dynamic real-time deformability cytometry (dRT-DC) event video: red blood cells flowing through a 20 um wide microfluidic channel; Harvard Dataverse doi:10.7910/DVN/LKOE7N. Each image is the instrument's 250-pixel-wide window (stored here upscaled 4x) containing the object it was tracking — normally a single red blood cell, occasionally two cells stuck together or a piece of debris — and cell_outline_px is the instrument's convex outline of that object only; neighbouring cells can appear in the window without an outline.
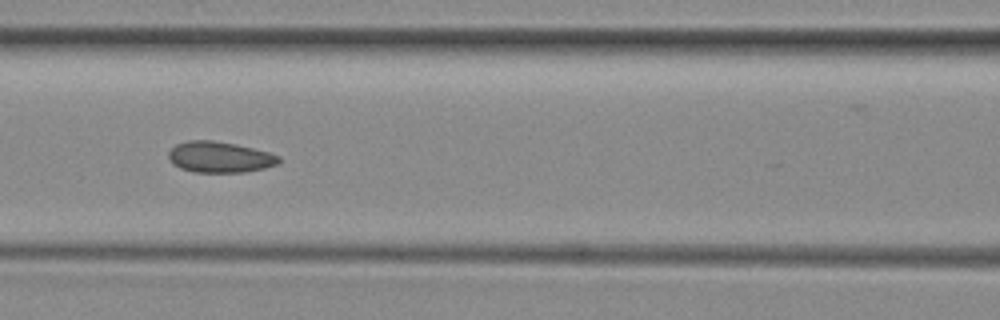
{"species": "common noctule bat (a hibernating species)", "species_latin": "Nyctalus noctula", "temperature_condition": "room temperature", "stored_images_in_passage": 17, "camera_frame_rate_fps": 3000, "um_per_image_px": 0.085, "animal": {"sex": "female", "body_mass_g": 29.2, "forearm_length_mm": 56.3}, "frame": {"image": 1, "passage_image": 12, "time_ms": 3.667, "image_size_px": [1000, 320], "cell_outline_px": [[280, 160], [276, 164], [264, 168], [244, 172], [196, 172], [180, 168], [172, 164], [168, 160], [168, 152], [176, 144], [188, 140], [212, 140], [236, 144], [268, 152], [280, 156]], "centroid_in_image_um": [18.63, 13.35], "position_along_channel_um": 148.0, "area_um2": 19.88}}